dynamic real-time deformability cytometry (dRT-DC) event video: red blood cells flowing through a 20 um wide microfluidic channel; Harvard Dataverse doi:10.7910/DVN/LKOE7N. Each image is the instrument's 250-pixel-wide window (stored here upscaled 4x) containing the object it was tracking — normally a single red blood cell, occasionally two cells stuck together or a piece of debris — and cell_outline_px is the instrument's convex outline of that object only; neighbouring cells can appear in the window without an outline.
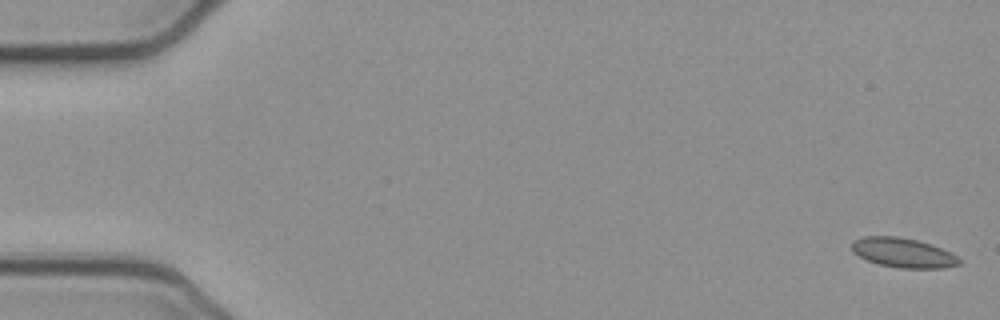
{"species": "common noctule bat (a hibernating species)", "species_latin": "Nyctalus noctula", "temperature_condition": "cold", "stored_images_in_passage": 16, "camera_frame_rate_fps": 3000, "um_per_image_px": 0.085, "animal": {"sex": "female", "body_mass_g": 21.9}, "frame": {"image": 1, "passage_image": 1, "time_ms": 0.0, "image_size_px": [1000, 320], "cell_outline_px": [[960, 264], [944, 268], [900, 268], [880, 264], [868, 260], [852, 252], [852, 240], [864, 236], [896, 236], [916, 240], [932, 244], [956, 256], [960, 260]], "centroid_in_image_um": [76.74, 21.47], "position_along_channel_um": 8.3, "area_um2": 18.32}}
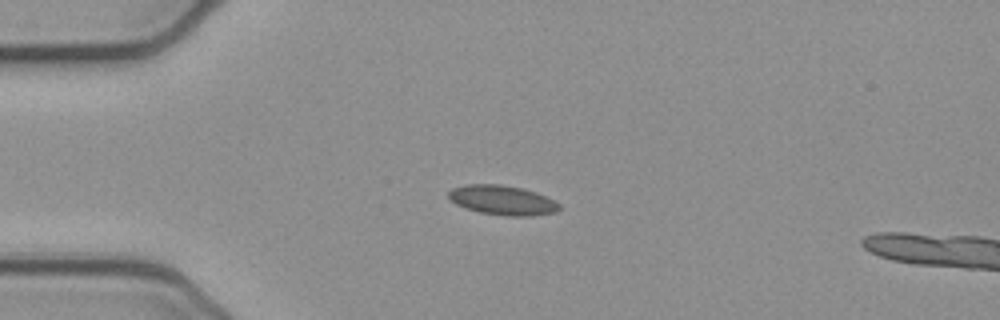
{"frame": {"image": 2, "passage_image": 13, "time_ms": 4.0, "image_size_px": [1000, 320], "cell_outline_px": [[560, 208], [556, 212], [532, 216], [508, 216], [480, 212], [456, 204], [448, 196], [448, 192], [452, 188], [464, 184], [500, 184], [524, 188], [536, 192], [560, 204]], "centroid_in_image_um": [42.71, 17.0], "position_along_channel_um": 42.3, "area_um2": 19.02}}